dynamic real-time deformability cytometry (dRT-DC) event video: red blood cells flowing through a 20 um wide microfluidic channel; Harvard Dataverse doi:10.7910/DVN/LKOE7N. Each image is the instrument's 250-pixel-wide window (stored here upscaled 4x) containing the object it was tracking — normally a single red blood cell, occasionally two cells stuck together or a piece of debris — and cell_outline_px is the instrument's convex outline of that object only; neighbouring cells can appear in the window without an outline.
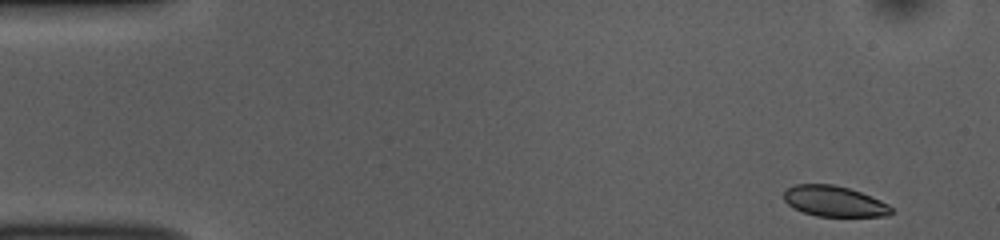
{"species": "common noctule bat (a hibernating species)", "species_latin": "Nyctalus noctula", "temperature_condition": "room temperature", "stored_images_in_passage": 49, "camera_frame_rate_fps": 3000, "um_per_image_px": 0.085, "animal": {"sex": "female", "body_mass_g": 10.0, "forearm_length_mm": 53.1}, "frame": {"image": 1, "passage_image": 1, "time_ms": 0.0, "image_size_px": [1000, 240], "cell_outline_px": [[892, 212], [888, 216], [816, 216], [804, 212], [788, 204], [784, 200], [784, 192], [788, 188], [796, 184], [832, 184], [848, 188], [860, 192], [880, 200], [888, 204], [892, 208]], "centroid_in_image_um": [70.91, 17.11], "position_along_channel_um": 14.1, "area_um2": 18.96}}
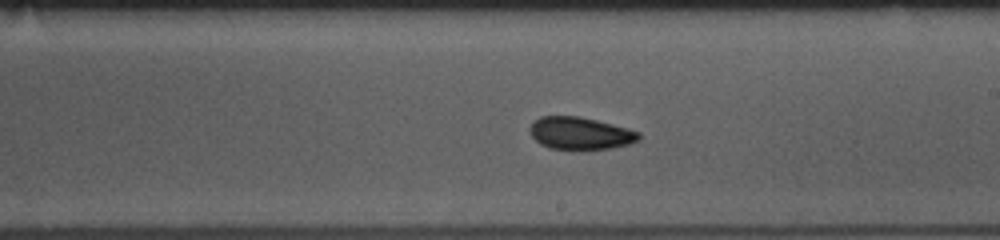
{"frame": {"image": 2, "passage_image": 27, "time_ms": 8.667, "image_size_px": [1000, 240], "cell_outline_px": [[640, 140], [632, 144], [612, 148], [584, 152], [572, 152], [548, 148], [540, 144], [532, 136], [528, 128], [540, 116], [580, 116], [628, 128], [640, 132]], "centroid_in_image_um": [49.34, 11.39], "position_along_channel_um": 239.7, "area_um2": 21.5}}
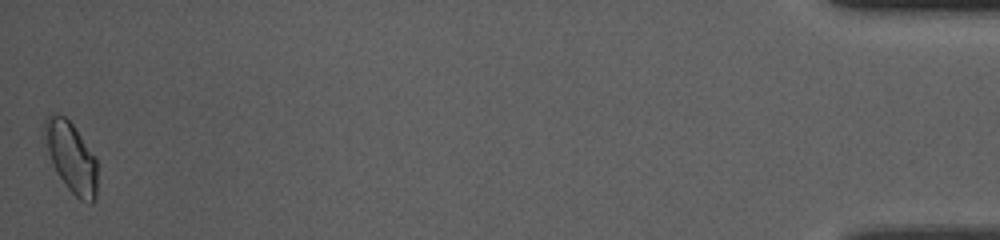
{"frame": {"image": 3, "passage_image": 49, "time_ms": 16.0, "image_size_px": [1000, 240], "cell_outline_px": [[96, 200], [92, 204], [80, 200], [64, 184], [56, 172], [48, 152], [44, 128], [44, 120], [48, 112], [56, 112], [64, 116], [72, 124], [96, 156]], "centroid_in_image_um": [6.05, 13.35], "position_along_channel_um": 429.1, "area_um2": 21.62}, "authors_computed_cell_mechanics": {"area_um2": 20.519, "velocity_mm_per_s": 3.8431, "shape_relaxation_time_tau1_ms": 6.4937, "shape_relaxation_time_tau2_ms": 2.3064, "deformation_change_tau1": 0.0856, "deformation_change_tau2": 0.0544}}